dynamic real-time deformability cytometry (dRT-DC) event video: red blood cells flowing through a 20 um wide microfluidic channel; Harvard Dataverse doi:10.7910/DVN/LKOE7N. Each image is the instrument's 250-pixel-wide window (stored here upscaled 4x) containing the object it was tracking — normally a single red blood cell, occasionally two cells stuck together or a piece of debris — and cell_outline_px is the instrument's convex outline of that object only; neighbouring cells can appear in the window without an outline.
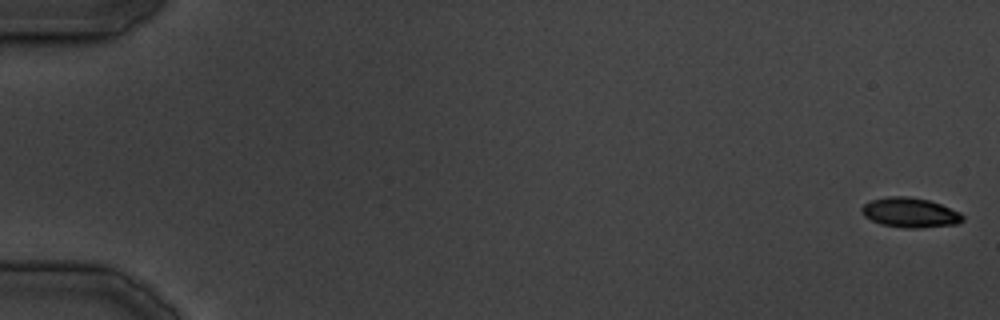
{"species": "common noctule bat (a hibernating species)", "species_latin": "Nyctalus noctula", "temperature_condition": "cold", "stored_images_in_passage": 27, "camera_frame_rate_fps": 3000, "um_per_image_px": 0.085, "animal": {"sex": "male", "body_mass_g": 19.5, "forearm_length_mm": 54.6}, "frame": {"image": 1, "passage_image": 1, "time_ms": 0.0, "image_size_px": [1000, 320], "cell_outline_px": [[964, 220], [956, 224], [920, 228], [904, 228], [880, 224], [864, 216], [860, 208], [868, 200], [888, 196], [908, 196], [928, 200], [940, 204], [960, 212], [964, 216]], "centroid_in_image_um": [77.33, 18.07], "position_along_channel_um": 7.7, "area_um2": 17.63}}